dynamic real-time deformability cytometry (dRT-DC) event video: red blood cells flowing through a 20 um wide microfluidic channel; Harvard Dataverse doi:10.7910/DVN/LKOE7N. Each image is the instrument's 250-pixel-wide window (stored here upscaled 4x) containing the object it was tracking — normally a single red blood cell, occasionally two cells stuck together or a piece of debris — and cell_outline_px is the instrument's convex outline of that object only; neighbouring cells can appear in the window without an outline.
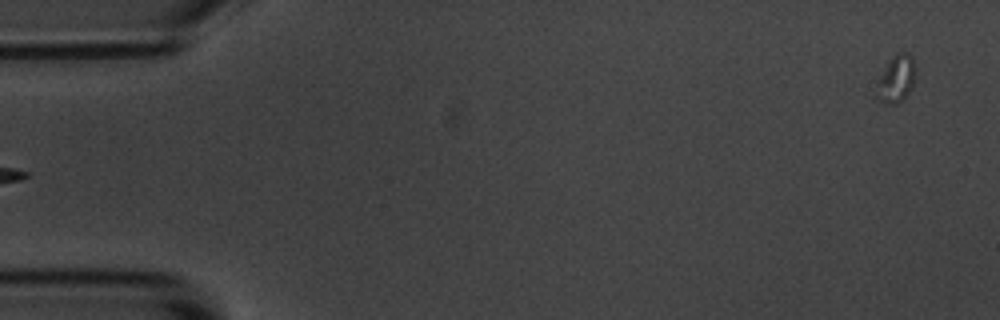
{"species": "common noctule bat (a hibernating species)", "species_latin": "Nyctalus noctula", "temperature_condition": "room temperature", "stored_images_in_passage": 5, "segment_of_instrument_passage": [2, 2], "camera_frame_rate_fps": 3000, "um_per_image_px": 0.085, "animal": {"sex": "male", "body_mass_g": 20.1, "forearm_length_mm": 53.5}, "frame": {"image": 1, "passage_image": 5, "time_ms": 5.333, "image_size_px": [1000, 320], "cell_outline_px": [[916, 68], [912, 88], [896, 104], [884, 104], [876, 96], [880, 76], [892, 56], [896, 52], [908, 52], [912, 56]], "centroid_in_image_um": [76.21, 6.67], "position_along_channel_um": 8.8, "area_um2": 10.52}}